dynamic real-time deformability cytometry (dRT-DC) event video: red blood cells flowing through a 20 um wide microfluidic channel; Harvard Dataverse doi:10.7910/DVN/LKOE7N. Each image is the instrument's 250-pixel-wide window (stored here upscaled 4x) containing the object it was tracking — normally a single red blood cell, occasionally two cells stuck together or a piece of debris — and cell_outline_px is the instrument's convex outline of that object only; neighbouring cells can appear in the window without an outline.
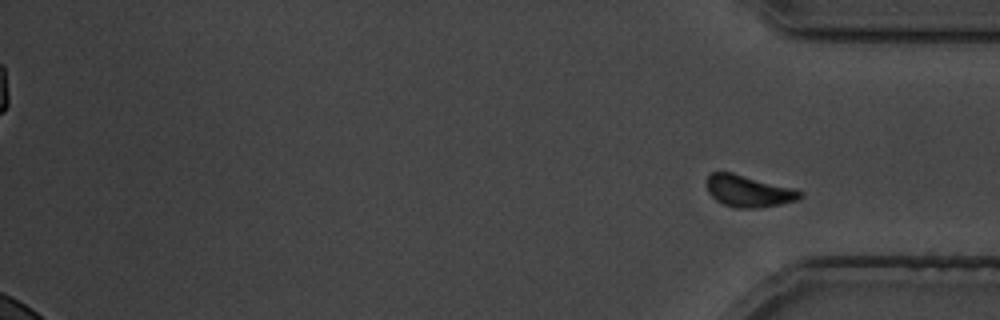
{"species": "common noctule bat (a hibernating species)", "species_latin": "Nyctalus noctula", "temperature_condition": "cold", "stored_images_in_passage": 29, "camera_frame_rate_fps": 3000, "um_per_image_px": 0.085, "animal": {"sex": "male", "body_mass_g": 19.5, "forearm_length_mm": 54.6}, "frame": {"image": 1, "passage_image": 29, "time_ms": 34.333, "image_size_px": [1000, 320], "cell_outline_px": [[804, 196], [796, 200], [780, 204], [756, 208], [736, 208], [724, 204], [716, 200], [708, 192], [708, 176], [712, 172], [732, 172], [792, 188], [804, 192]], "centroid_in_image_um": [63.64, 16.25], "position_along_channel_um": 371.6, "area_um2": 17.05}}